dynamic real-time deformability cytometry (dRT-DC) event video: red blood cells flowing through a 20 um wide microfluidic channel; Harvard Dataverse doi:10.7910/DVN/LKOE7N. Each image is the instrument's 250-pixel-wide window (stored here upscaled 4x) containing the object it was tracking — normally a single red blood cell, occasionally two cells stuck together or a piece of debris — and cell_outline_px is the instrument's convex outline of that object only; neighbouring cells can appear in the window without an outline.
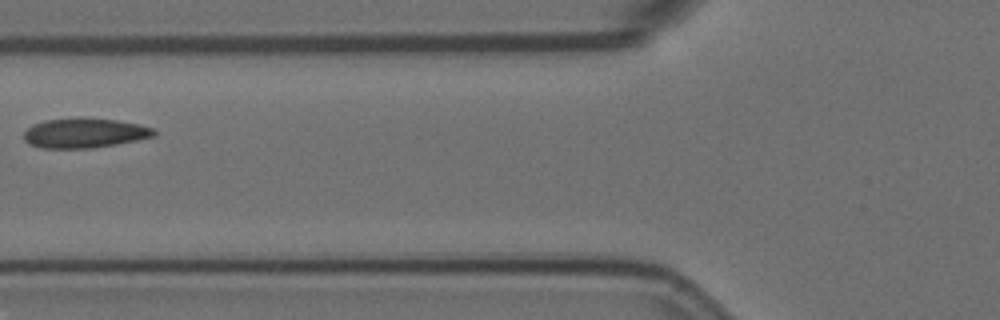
{"species": "Egyptian fruit bat (a non-hibernating species)", "species_latin": "Rousettus aegyptiacus", "temperature_condition": "room temperature", "stored_images_in_passage": 5, "camera_frame_rate_fps": 3000, "um_per_image_px": 0.085, "animal": {"sex": "female"}, "frame": {"image": 1, "passage_image": 5, "time_ms": 1.333, "image_size_px": [1000, 320], "cell_outline_px": [[156, 136], [116, 144], [92, 148], [40, 148], [28, 144], [24, 140], [24, 132], [32, 124], [44, 120], [76, 116], [84, 116], [116, 120], [140, 124], [152, 128], [156, 132]], "centroid_in_image_um": [7.15, 11.28], "position_along_channel_um": 118.6, "area_um2": 23.06}}